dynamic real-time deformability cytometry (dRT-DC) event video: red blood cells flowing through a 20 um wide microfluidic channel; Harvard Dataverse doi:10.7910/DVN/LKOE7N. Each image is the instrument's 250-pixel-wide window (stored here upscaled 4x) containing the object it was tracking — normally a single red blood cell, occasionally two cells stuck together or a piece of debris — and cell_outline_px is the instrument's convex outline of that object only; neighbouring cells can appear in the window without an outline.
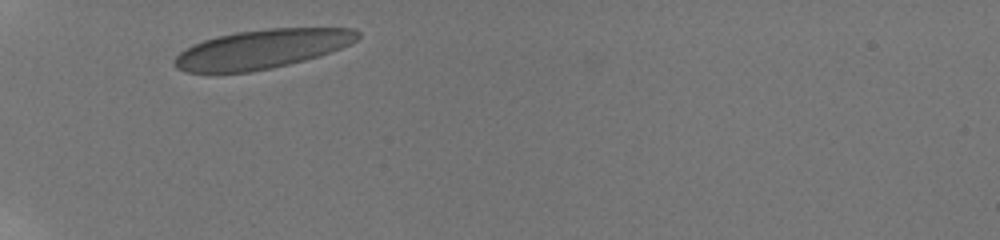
{"species": "human", "species_latin": "Homo sapiens", "temperature_condition": "room temperature", "stored_images_in_passage": 26, "camera_frame_rate_fps": 3000, "um_per_image_px": 0.085, "donor": {"sex": "male"}, "frame": {"image": 1, "passage_image": 1, "time_ms": 0.0, "image_size_px": [1000, 240], "cell_outline_px": [[360, 36], [356, 40], [340, 48], [304, 60], [272, 68], [252, 72], [188, 72], [176, 68], [172, 60], [180, 52], [192, 44], [216, 36], [236, 32], [268, 28], [352, 28], [360, 32]], "centroid_in_image_um": [22.23, 4.16], "position_along_channel_um": 62.8, "area_um2": 41.44}}
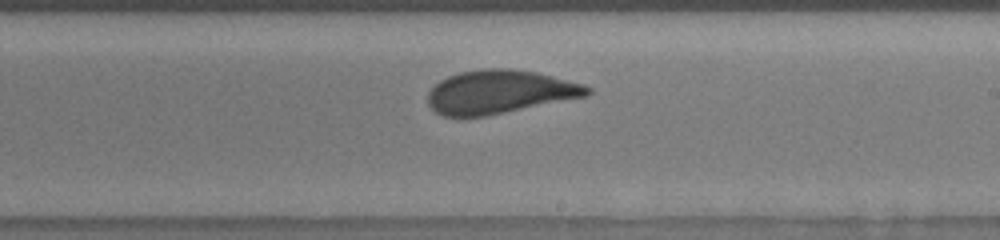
{"frame": {"image": 2, "passage_image": 13, "time_ms": 5.333, "image_size_px": [1000, 240], "cell_outline_px": [[592, 92], [588, 96], [488, 116], [444, 116], [436, 112], [428, 104], [428, 92], [440, 80], [448, 76], [460, 72], [484, 68], [512, 68], [536, 72], [584, 84], [592, 88]], "centroid_in_image_um": [42.5, 7.81], "position_along_channel_um": 246.5, "area_um2": 40.58}}
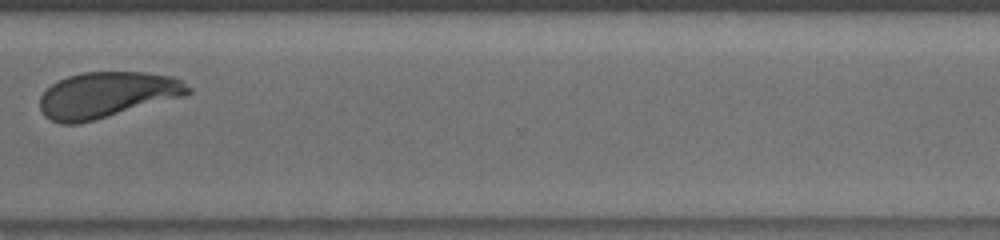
{"frame": {"image": 3, "passage_image": 21, "time_ms": 8.333, "image_size_px": [1000, 240], "cell_outline_px": [[192, 92], [188, 96], [76, 124], [60, 124], [44, 116], [40, 108], [40, 96], [52, 84], [68, 76], [84, 72], [144, 72], [172, 76], [180, 80], [192, 88]], "centroid_in_image_um": [9.13, 8.06], "position_along_channel_um": 361.5, "area_um2": 39.59}, "authors_computed_cell_mechanics": {"area_um2": 40.7201, "velocity_mm_per_s": 3.8166, "shape_relaxation_time_tau1_ms": 3.8925, "shape_relaxation_time_tau2_ms": null, "deformation_change_tau1": 0.1204, "deformation_change_tau2": null}}